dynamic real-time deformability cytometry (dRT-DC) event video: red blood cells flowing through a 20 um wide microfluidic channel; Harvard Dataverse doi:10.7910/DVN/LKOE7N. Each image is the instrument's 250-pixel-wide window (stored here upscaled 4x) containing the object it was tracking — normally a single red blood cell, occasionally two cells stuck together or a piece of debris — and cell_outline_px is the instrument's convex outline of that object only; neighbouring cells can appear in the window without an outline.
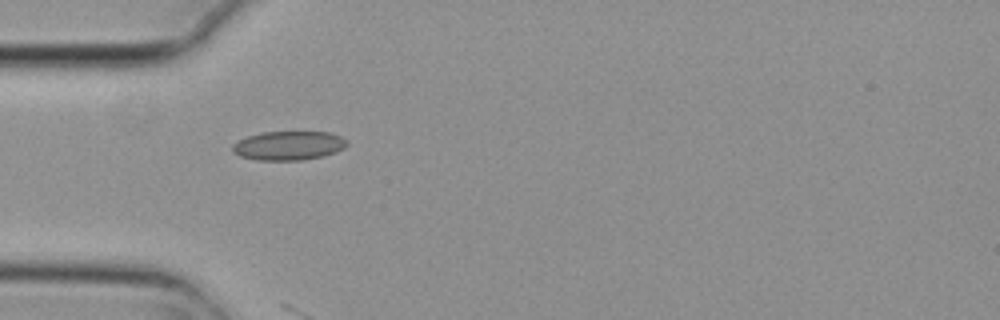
{"species": "common noctule bat (a hibernating species)", "species_latin": "Nyctalus noctula", "temperature_condition": "cold", "stored_images_in_passage": 3, "camera_frame_rate_fps": 3000, "um_per_image_px": 0.085, "animal": {"sex": "female", "body_mass_g": 29.2, "forearm_length_mm": 56.3}, "frame": {"image": 1, "passage_image": 1, "time_ms": 0.0, "image_size_px": [1000, 320], "cell_outline_px": [[348, 144], [344, 148], [336, 152], [324, 156], [304, 160], [256, 160], [240, 156], [232, 152], [232, 144], [248, 136], [264, 132], [332, 132], [348, 140]], "centroid_in_image_um": [24.56, 12.38], "position_along_channel_um": 60.4, "area_um2": 19.48}}
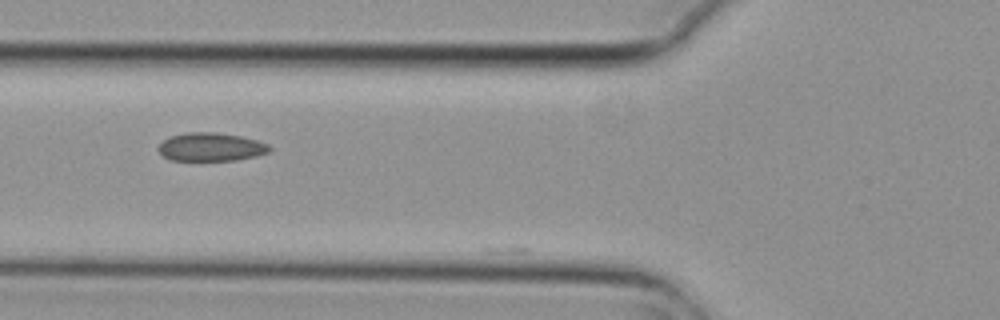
{"frame": {"image": 2, "passage_image": 2, "time_ms": 0.333, "image_size_px": [1000, 320], "cell_outline_px": [[272, 148], [268, 152], [256, 156], [236, 160], [168, 160], [156, 148], [168, 136], [188, 132], [216, 132], [240, 136], [256, 140], [268, 144]], "centroid_in_image_um": [17.91, 12.49], "position_along_channel_um": 107.9, "area_um2": 18.38}}